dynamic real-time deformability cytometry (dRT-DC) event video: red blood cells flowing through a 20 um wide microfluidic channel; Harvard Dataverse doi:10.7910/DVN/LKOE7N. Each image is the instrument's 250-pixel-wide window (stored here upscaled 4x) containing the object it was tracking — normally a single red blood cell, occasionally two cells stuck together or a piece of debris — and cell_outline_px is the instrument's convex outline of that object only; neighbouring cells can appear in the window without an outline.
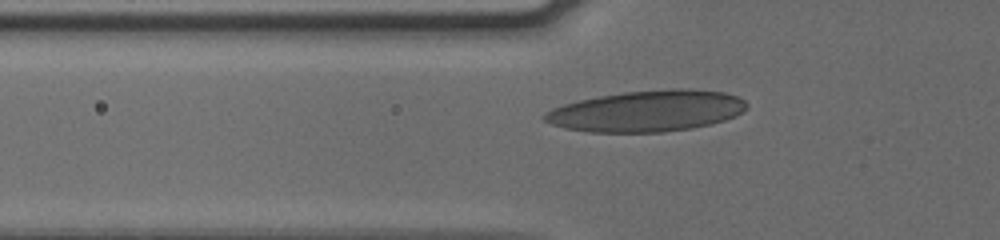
{"species": "human", "species_latin": "Homo sapiens", "temperature_condition": "cold", "stored_images_in_passage": 38, "camera_frame_rate_fps": 3000, "um_per_image_px": 0.085, "donor": {"sex": "male"}, "frame": {"image": 1, "passage_image": 3, "time_ms": 0.667, "image_size_px": [1000, 240], "cell_outline_px": [[748, 108], [736, 116], [724, 120], [692, 128], [660, 132], [592, 132], [564, 128], [552, 124], [544, 120], [544, 116], [552, 108], [564, 104], [580, 100], [600, 96], [624, 92], [672, 88], [688, 88], [724, 92], [736, 96], [744, 100], [748, 104]], "centroid_in_image_um": [55.03, 9.43], "position_along_channel_um": 70.8, "area_um2": 48.32}}
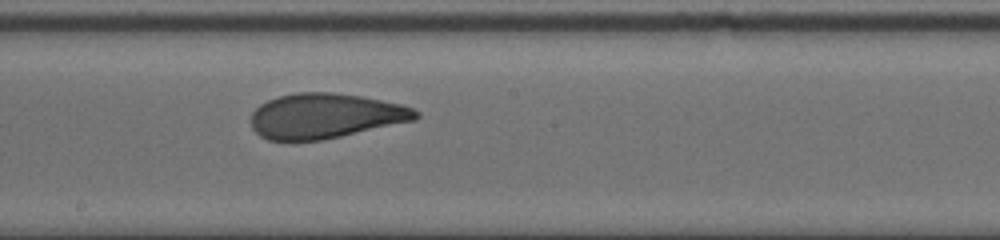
{"frame": {"image": 2, "passage_image": 15, "time_ms": 4.667, "image_size_px": [1000, 240], "cell_outline_px": [[420, 116], [416, 120], [340, 136], [320, 140], [268, 140], [260, 136], [252, 128], [252, 112], [260, 104], [276, 96], [296, 92], [332, 92], [360, 96], [400, 104], [412, 108], [420, 112]], "centroid_in_image_um": [27.64, 9.84], "position_along_channel_um": 220.6, "area_um2": 43.06}}
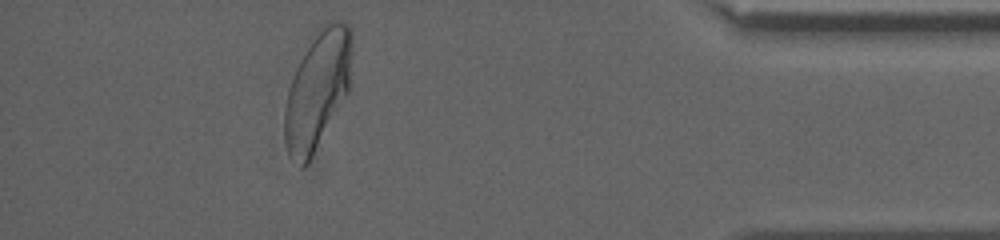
{"frame": {"image": 3, "passage_image": 33, "time_ms": 10.667, "image_size_px": [1000, 240], "cell_outline_px": [[352, 52], [348, 92], [308, 164], [304, 168], [300, 168], [288, 156], [284, 140], [284, 108], [288, 88], [296, 68], [300, 60], [312, 40], [320, 28], [332, 20], [348, 24], [352, 28]], "centroid_in_image_um": [26.97, 7.7], "position_along_channel_um": 408.2, "area_um2": 46.18}}